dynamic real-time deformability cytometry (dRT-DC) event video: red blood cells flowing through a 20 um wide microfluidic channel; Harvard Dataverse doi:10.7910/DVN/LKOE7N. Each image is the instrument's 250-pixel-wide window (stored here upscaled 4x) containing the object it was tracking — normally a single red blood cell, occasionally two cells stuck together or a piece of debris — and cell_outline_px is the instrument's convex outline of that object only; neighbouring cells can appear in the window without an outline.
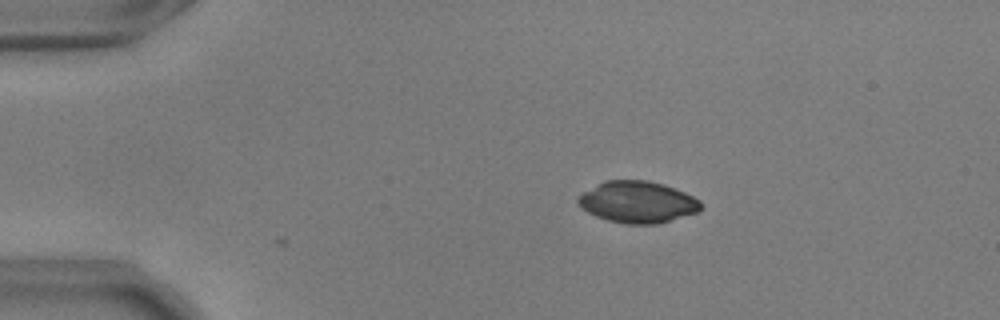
{"species": "common noctule bat (a hibernating species)", "species_latin": "Nyctalus noctula", "temperature_condition": "warm", "stored_images_in_passage": 2, "camera_frame_rate_fps": 3000, "um_per_image_px": 0.085, "animal": {"sex": "male", "body_mass_g": 17.9, "forearm_length_mm": 54.2}, "frame": {"image": 1, "passage_image": 1, "time_ms": 0.0, "image_size_px": [1000, 320], "cell_outline_px": [[700, 208], [696, 212], [660, 224], [624, 224], [608, 220], [596, 216], [588, 212], [576, 200], [584, 192], [604, 180], [648, 180], [664, 184], [684, 192], [700, 200]], "centroid_in_image_um": [54.2, 17.17], "position_along_channel_um": 30.8, "area_um2": 29.54}}